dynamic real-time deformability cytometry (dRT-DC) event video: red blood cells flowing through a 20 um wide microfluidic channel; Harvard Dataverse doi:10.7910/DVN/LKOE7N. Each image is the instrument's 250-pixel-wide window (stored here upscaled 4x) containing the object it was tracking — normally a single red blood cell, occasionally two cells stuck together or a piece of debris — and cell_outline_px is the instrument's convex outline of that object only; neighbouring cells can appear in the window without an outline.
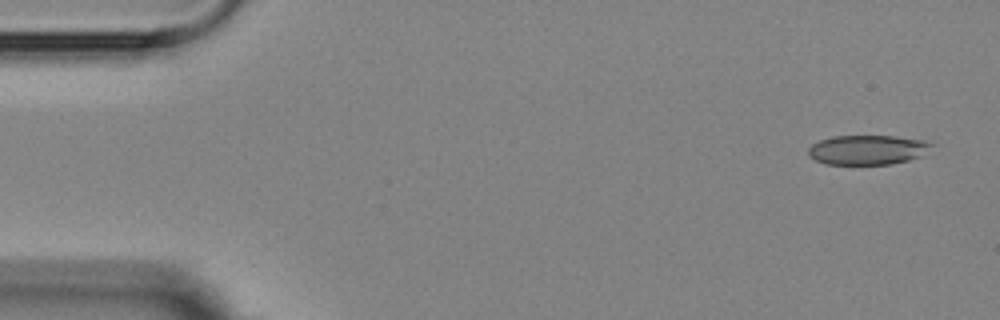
{"species": "Egyptian fruit bat (a non-hibernating species)", "species_latin": "Rousettus aegyptiacus", "temperature_condition": "room temperature", "stored_images_in_passage": 3, "camera_frame_rate_fps": 3000, "um_per_image_px": 0.085, "animal": {"sex": "female"}, "frame": {"image": 1, "passage_image": 1, "time_ms": 0.0, "image_size_px": [1000, 320], "cell_outline_px": [[936, 144], [920, 156], [908, 160], [892, 164], [824, 164], [808, 156], [808, 148], [812, 144], [820, 140], [832, 136], [896, 136], [924, 140]], "centroid_in_image_um": [73.74, 12.73], "position_along_channel_um": 11.3, "area_um2": 21.33}}